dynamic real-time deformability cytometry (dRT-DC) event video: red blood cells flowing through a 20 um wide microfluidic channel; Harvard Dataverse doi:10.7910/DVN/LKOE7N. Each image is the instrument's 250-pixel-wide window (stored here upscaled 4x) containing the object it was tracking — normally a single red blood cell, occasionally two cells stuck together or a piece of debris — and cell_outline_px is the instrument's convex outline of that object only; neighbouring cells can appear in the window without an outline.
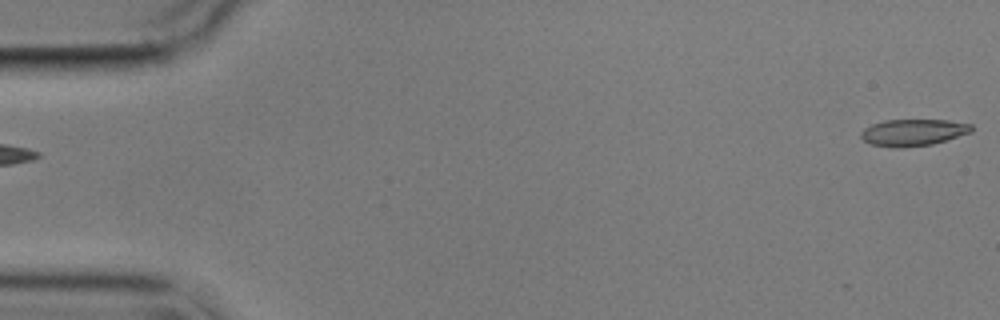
{"species": "common noctule bat (a hibernating species)", "species_latin": "Nyctalus noctula", "temperature_condition": "cold", "stored_images_in_passage": 6, "segment_of_instrument_passage": [2, 2], "camera_frame_rate_fps": 3000, "um_per_image_px": 0.085, "animal": {"sex": "male", "body_mass_g": 17.9}, "frame": {"image": 1, "passage_image": 6, "time_ms": 6.0, "image_size_px": [1000, 320], "cell_outline_px": [[972, 132], [932, 144], [900, 148], [896, 148], [872, 144], [864, 140], [860, 136], [860, 132], [864, 128], [872, 124], [884, 120], [948, 120], [972, 124]], "centroid_in_image_um": [77.61, 11.25], "position_along_channel_um": 7.4, "area_um2": 17.17}}